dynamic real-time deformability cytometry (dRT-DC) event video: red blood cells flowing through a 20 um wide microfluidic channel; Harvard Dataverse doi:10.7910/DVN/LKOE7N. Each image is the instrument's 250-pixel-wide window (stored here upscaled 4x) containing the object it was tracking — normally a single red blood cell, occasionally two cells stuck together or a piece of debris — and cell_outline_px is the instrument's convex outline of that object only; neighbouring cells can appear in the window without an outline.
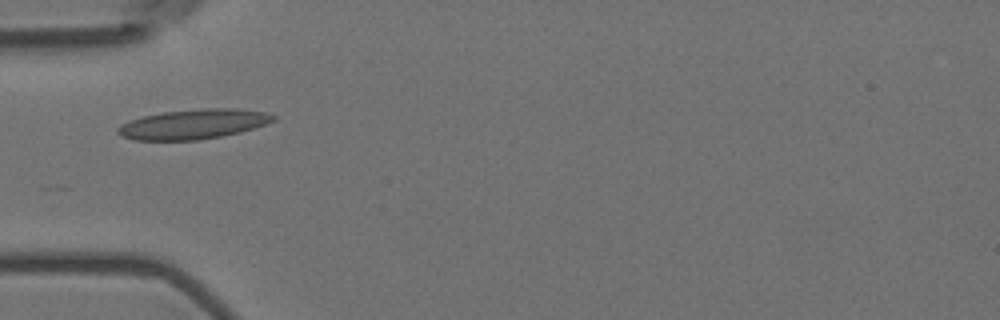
{"species": "Egyptian fruit bat (a non-hibernating species)", "species_latin": "Rousettus aegyptiacus", "temperature_condition": "room temperature", "stored_images_in_passage": 3, "camera_frame_rate_fps": 3000, "um_per_image_px": 0.085, "animal": {"sex": "female"}, "frame": {"image": 1, "passage_image": 1, "time_ms": 0.0, "image_size_px": [1000, 320], "cell_outline_px": [[276, 120], [240, 132], [220, 136], [196, 140], [132, 140], [120, 136], [116, 132], [116, 128], [120, 124], [128, 120], [144, 116], [164, 112], [204, 108], [232, 108], [264, 112], [276, 116]], "centroid_in_image_um": [16.37, 10.55], "position_along_channel_um": 68.6, "area_um2": 26.88}}